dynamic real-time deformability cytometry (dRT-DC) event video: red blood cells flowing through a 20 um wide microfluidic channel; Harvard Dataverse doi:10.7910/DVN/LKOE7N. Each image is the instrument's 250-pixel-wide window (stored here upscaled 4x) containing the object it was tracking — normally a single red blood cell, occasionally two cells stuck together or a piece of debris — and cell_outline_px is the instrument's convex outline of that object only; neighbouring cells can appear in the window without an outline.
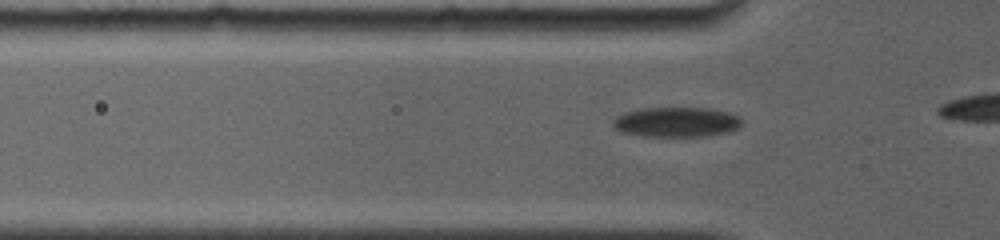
{"species": "common noctule bat (a hibernating species)", "species_latin": "Nyctalus noctula", "temperature_condition": "room temperature", "stored_images_in_passage": 36, "camera_frame_rate_fps": 4000, "um_per_image_px": 0.085, "animal": {"sex": "female", "body_mass_g": 19.0, "forearm_length_mm": 56.7}, "frame": {"image": 1, "passage_image": 7, "time_ms": 2.0, "image_size_px": [1000, 240], "cell_outline_px": [[740, 124], [732, 132], [708, 136], [644, 136], [620, 132], [612, 124], [612, 120], [616, 116], [624, 112], [640, 108], [708, 108], [728, 112], [740, 116]], "centroid_in_image_um": [57.48, 10.37], "position_along_channel_um": 68.3, "area_um2": 22.6}}
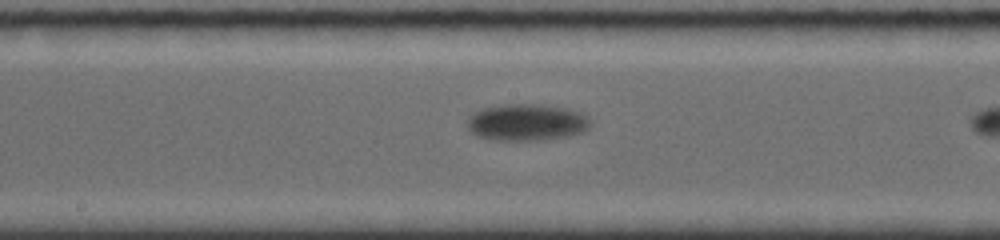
{"frame": {"image": 2, "passage_image": 20, "time_ms": 6.0, "image_size_px": [1000, 240], "cell_outline_px": [[592, 124], [588, 128], [580, 132], [568, 136], [544, 140], [500, 140], [480, 136], [472, 132], [468, 128], [468, 116], [484, 108], [504, 104], [536, 104], [568, 108], [580, 112], [588, 116], [592, 120]], "centroid_in_image_um": [44.83, 10.39], "position_along_channel_um": 203.4, "area_um2": 26.3}}
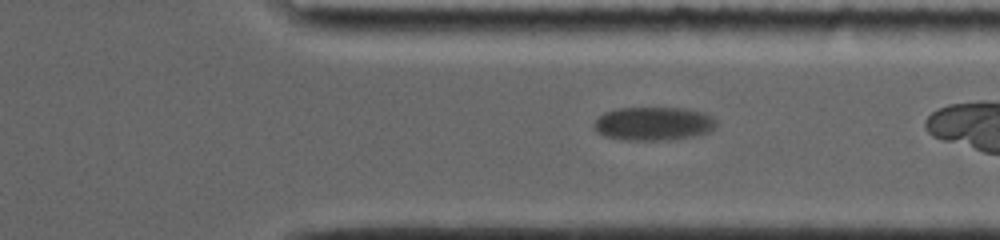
{"frame": {"image": 3, "passage_image": 34, "time_ms": 10.5, "image_size_px": [1000, 240], "cell_outline_px": [[716, 128], [708, 132], [692, 136], [668, 140], [628, 140], [604, 136], [596, 132], [592, 124], [604, 112], [620, 108], [684, 108], [704, 112], [712, 116], [716, 120]], "centroid_in_image_um": [55.55, 10.51], "position_along_channel_um": 355.8, "area_um2": 23.99}}